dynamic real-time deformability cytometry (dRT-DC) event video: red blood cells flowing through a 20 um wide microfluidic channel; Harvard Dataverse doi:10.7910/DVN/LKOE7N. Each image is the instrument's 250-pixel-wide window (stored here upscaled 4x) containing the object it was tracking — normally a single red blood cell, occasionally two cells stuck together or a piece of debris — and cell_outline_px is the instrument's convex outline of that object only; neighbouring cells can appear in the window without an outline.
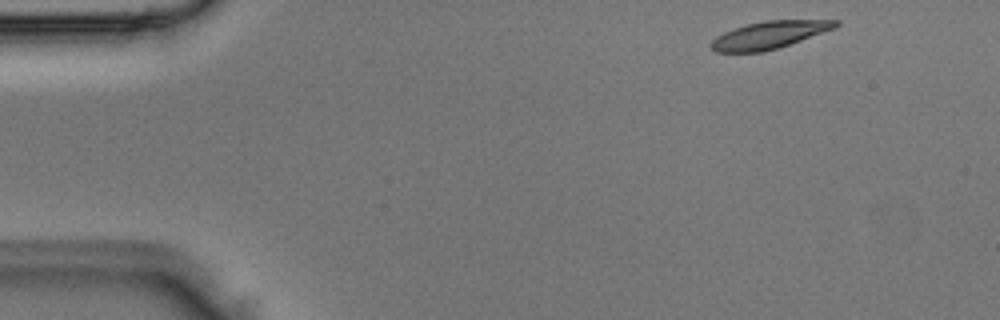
{"species": "Egyptian fruit bat (a non-hibernating species)", "species_latin": "Rousettus aegyptiacus", "temperature_condition": "room temperature", "stored_images_in_passage": 3, "camera_frame_rate_fps": 3000, "um_per_image_px": 0.085, "animal": {"sex": "male"}, "frame": {"image": 1, "passage_image": 1, "time_ms": 0.0, "image_size_px": [1000, 320], "cell_outline_px": [[840, 24], [836, 28], [780, 48], [764, 52], [716, 52], [708, 48], [712, 40], [716, 36], [724, 32], [748, 24], [768, 20], [840, 20]], "centroid_in_image_um": [65.41, 2.99], "position_along_channel_um": 19.6, "area_um2": 20.06}}
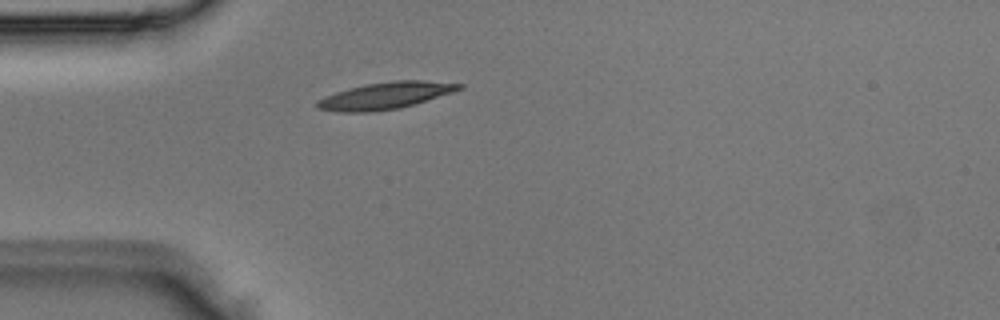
{"frame": {"image": 2, "passage_image": 3, "time_ms": 0.667, "image_size_px": [1000, 320], "cell_outline_px": [[464, 88], [452, 92], [400, 108], [368, 112], [340, 112], [316, 108], [316, 104], [324, 96], [348, 88], [364, 84], [392, 80], [424, 80], [464, 84]], "centroid_in_image_um": [32.75, 8.11], "position_along_channel_um": 52.2, "area_um2": 22.08}}